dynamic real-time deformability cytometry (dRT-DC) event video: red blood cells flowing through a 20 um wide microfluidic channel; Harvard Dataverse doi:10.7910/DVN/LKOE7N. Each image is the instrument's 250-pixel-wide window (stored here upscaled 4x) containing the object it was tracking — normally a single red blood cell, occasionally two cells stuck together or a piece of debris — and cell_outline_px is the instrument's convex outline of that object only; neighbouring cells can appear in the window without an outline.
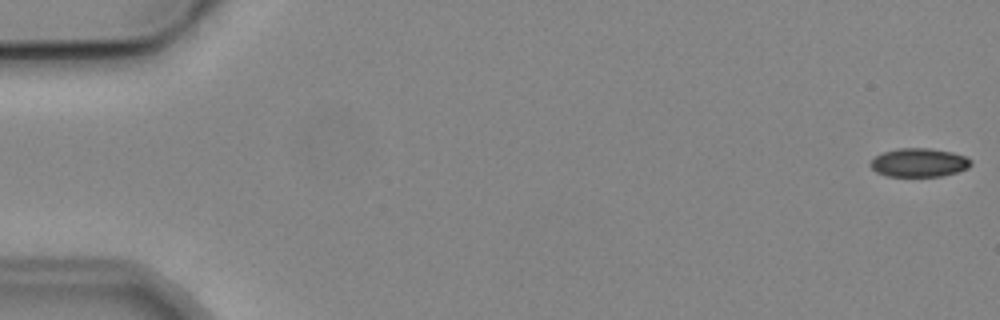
{"species": "common noctule bat (a hibernating species)", "species_latin": "Nyctalus noctula", "temperature_condition": "cold", "stored_images_in_passage": 5, "camera_frame_rate_fps": 3000, "um_per_image_px": 0.085, "animal": {"sex": "male", "body_mass_g": 19.2, "forearm_length_mm": 51.8}, "frame": {"image": 1, "passage_image": 1, "time_ms": 0.0, "image_size_px": [1000, 320], "cell_outline_px": [[972, 164], [968, 168], [956, 172], [940, 176], [888, 176], [876, 172], [868, 164], [876, 156], [884, 152], [896, 148], [928, 148], [952, 152], [964, 156], [972, 160]], "centroid_in_image_um": [78.11, 13.81], "position_along_channel_um": 6.9, "area_um2": 16.7}}